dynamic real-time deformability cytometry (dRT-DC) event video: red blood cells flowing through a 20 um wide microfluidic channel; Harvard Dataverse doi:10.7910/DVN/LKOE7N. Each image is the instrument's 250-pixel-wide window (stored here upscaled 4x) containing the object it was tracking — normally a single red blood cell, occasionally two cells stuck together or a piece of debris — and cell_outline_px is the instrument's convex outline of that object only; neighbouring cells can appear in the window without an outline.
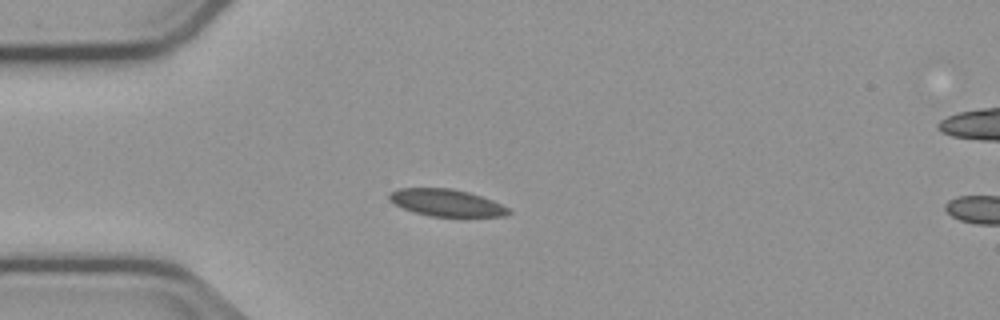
{"species": "common noctule bat (a hibernating species)", "species_latin": "Nyctalus noctula", "temperature_condition": "cold", "stored_images_in_passage": 12, "camera_frame_rate_fps": 3000, "um_per_image_px": 0.085, "animal": {"sex": "male", "body_mass_g": 23.1, "forearm_length_mm": 52.7}, "frame": {"image": 1, "passage_image": 9, "time_ms": 2.667, "image_size_px": [1000, 320], "cell_outline_px": [[512, 212], [508, 216], [468, 220], [428, 216], [404, 208], [388, 200], [388, 192], [400, 188], [452, 188], [468, 192], [492, 200], [508, 208]], "centroid_in_image_um": [38.04, 17.3], "position_along_channel_um": 47.0, "area_um2": 19.83}}